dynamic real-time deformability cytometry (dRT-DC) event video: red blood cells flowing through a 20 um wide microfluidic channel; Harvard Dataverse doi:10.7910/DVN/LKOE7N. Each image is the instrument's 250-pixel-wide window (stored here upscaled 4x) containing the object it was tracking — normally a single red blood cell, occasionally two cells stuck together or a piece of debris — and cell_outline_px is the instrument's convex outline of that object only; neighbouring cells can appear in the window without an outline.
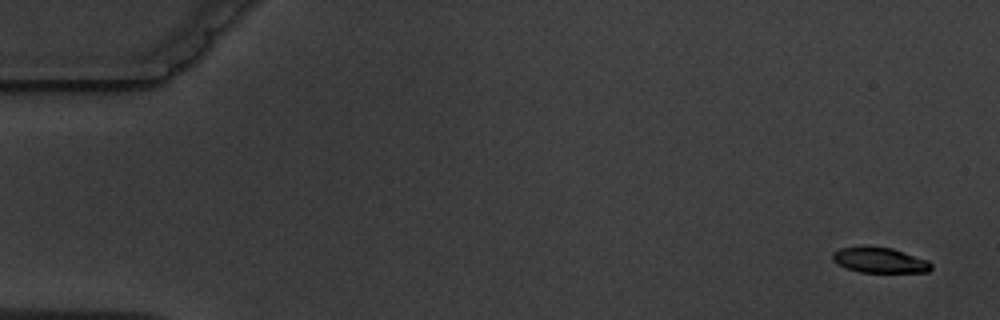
{"species": "common noctule bat (a hibernating species)", "species_latin": "Nyctalus noctula", "temperature_condition": "warm", "stored_images_in_passage": 10, "camera_frame_rate_fps": 3000, "um_per_image_px": 0.085, "animal": {"sex": "male", "body_mass_g": 19.5, "forearm_length_mm": 54.6}, "frame": {"image": 1, "passage_image": 1, "time_ms": 0.0, "image_size_px": [1000, 320], "cell_outline_px": [[932, 268], [928, 272], [860, 272], [836, 264], [832, 260], [832, 252], [840, 248], [892, 248], [928, 260], [932, 264]], "centroid_in_image_um": [74.79, 22.14], "position_along_channel_um": 10.2, "area_um2": 14.22}}
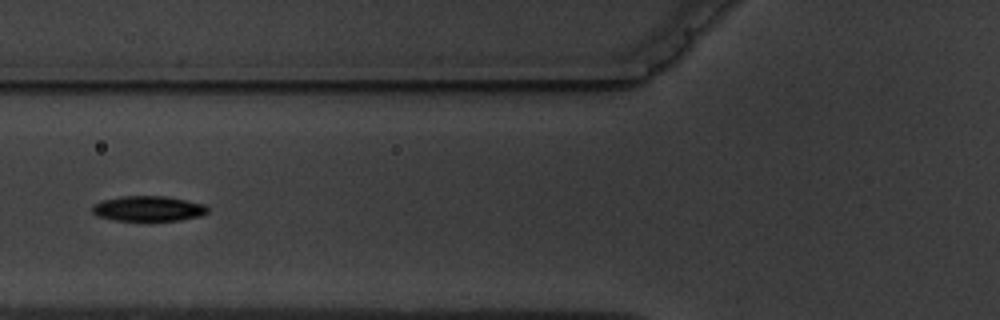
{"frame": {"image": 2, "passage_image": 6, "time_ms": 6.667, "image_size_px": [1000, 320], "cell_outline_px": [[208, 212], [200, 216], [180, 220], [112, 220], [96, 216], [92, 212], [92, 204], [104, 200], [120, 196], [164, 196], [204, 204], [208, 208]], "centroid_in_image_um": [12.56, 17.73], "position_along_channel_um": 113.2, "area_um2": 16.88}}
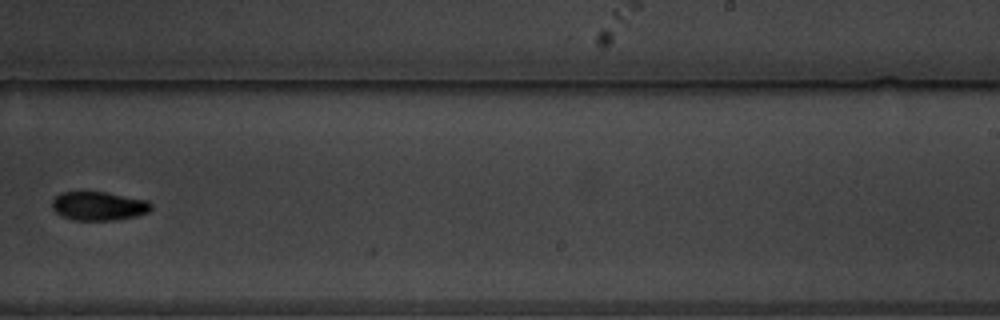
{"frame": {"image": 3, "passage_image": 10, "time_ms": 11.333, "image_size_px": [1000, 320], "cell_outline_px": [[152, 208], [148, 212], [136, 216], [112, 220], [72, 220], [60, 216], [52, 208], [52, 200], [60, 192], [84, 188], [148, 200], [152, 204]], "centroid_in_image_um": [8.32, 17.46], "position_along_channel_um": 280.7, "area_um2": 17.34}}